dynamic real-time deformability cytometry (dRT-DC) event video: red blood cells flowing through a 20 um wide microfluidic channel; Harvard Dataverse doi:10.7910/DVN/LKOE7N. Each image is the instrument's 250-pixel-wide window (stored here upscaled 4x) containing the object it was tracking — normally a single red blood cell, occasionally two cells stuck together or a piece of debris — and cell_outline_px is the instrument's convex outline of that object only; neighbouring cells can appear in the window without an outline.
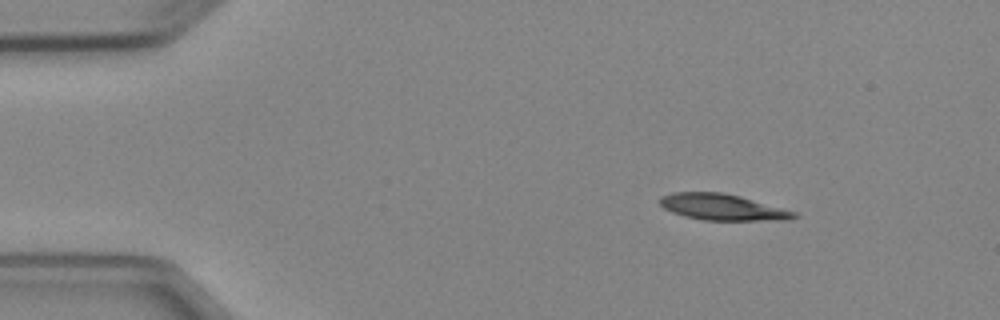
{"species": "Egyptian fruit bat (a non-hibernating species)", "species_latin": "Rousettus aegyptiacus", "temperature_condition": "cold", "stored_images_in_passage": 3, "camera_frame_rate_fps": 3000, "um_per_image_px": 0.085, "animal": {"sex": "female"}, "frame": {"image": 1, "passage_image": 1, "time_ms": 0.0, "image_size_px": [1000, 320], "cell_outline_px": [[800, 216], [792, 220], [704, 220], [684, 216], [672, 212], [664, 208], [660, 204], [660, 196], [672, 192], [724, 192], [740, 196], [796, 212]], "centroid_in_image_um": [61.42, 17.6], "position_along_channel_um": 23.6, "area_um2": 20.52}}